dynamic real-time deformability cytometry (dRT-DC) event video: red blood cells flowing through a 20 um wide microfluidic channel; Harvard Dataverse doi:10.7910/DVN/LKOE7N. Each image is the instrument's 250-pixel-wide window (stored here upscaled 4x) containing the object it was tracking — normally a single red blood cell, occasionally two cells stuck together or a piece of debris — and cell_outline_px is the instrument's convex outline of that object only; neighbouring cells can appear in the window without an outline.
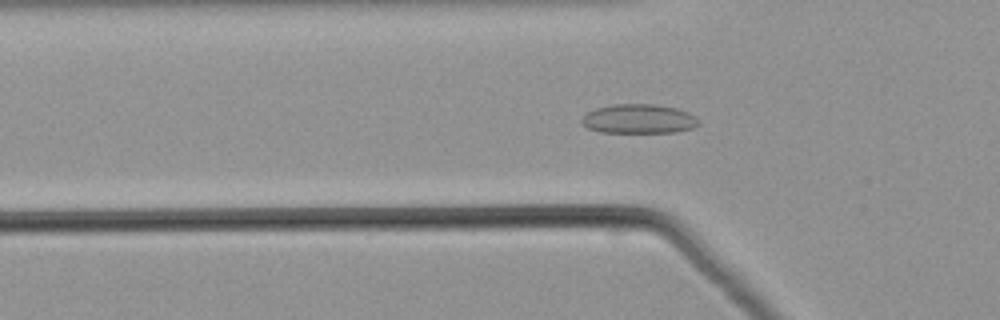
{"species": "common noctule bat (a hibernating species)", "species_latin": "Nyctalus noctula", "temperature_condition": "warm", "stored_images_in_passage": 53, "camera_frame_rate_fps": 3000, "um_per_image_px": 0.085, "animal": {"sex": "male", "body_mass_g": 21.5, "forearm_length_mm": 52.0}, "frame": {"image": 1, "passage_image": 18, "time_ms": 5.667, "image_size_px": [1000, 320], "cell_outline_px": [[700, 124], [692, 128], [676, 132], [600, 132], [588, 128], [580, 124], [580, 120], [588, 112], [596, 108], [616, 104], [656, 104], [676, 108], [688, 112], [700, 120]], "centroid_in_image_um": [54.3, 10.1], "position_along_channel_um": 71.5, "area_um2": 20.0}}
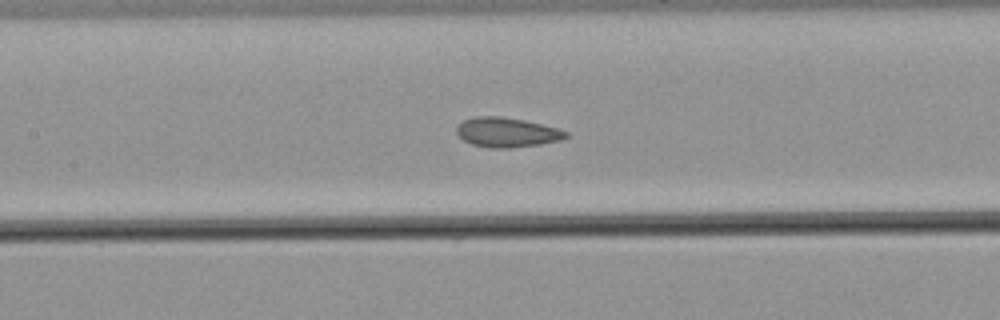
{"frame": {"image": 2, "passage_image": 25, "time_ms": 8.0, "image_size_px": [1000, 320], "cell_outline_px": [[568, 136], [560, 140], [540, 144], [508, 148], [492, 148], [472, 144], [464, 140], [456, 132], [456, 128], [464, 120], [476, 116], [500, 116], [524, 120], [556, 128], [568, 132]], "centroid_in_image_um": [43.07, 11.25], "position_along_channel_um": 164.3, "area_um2": 18.61}}
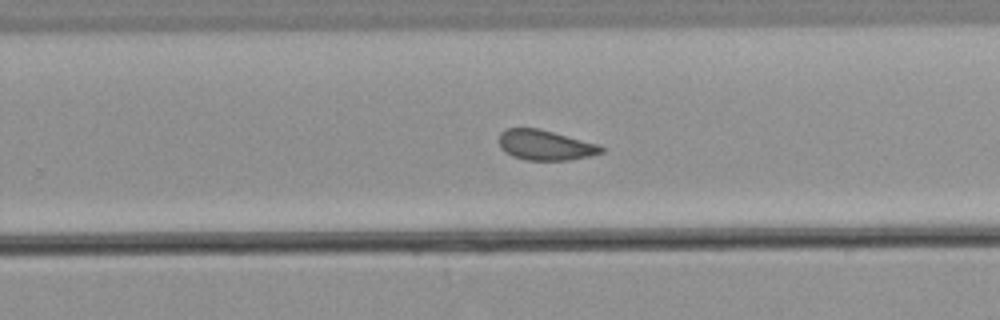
{"frame": {"image": 3, "passage_image": 34, "time_ms": 11.0, "image_size_px": [1000, 320], "cell_outline_px": [[604, 152], [572, 160], [524, 160], [512, 156], [504, 152], [500, 148], [500, 132], [508, 128], [536, 128], [600, 144], [604, 148]], "centroid_in_image_um": [46.35, 12.35], "position_along_channel_um": 283.5, "area_um2": 17.98}}